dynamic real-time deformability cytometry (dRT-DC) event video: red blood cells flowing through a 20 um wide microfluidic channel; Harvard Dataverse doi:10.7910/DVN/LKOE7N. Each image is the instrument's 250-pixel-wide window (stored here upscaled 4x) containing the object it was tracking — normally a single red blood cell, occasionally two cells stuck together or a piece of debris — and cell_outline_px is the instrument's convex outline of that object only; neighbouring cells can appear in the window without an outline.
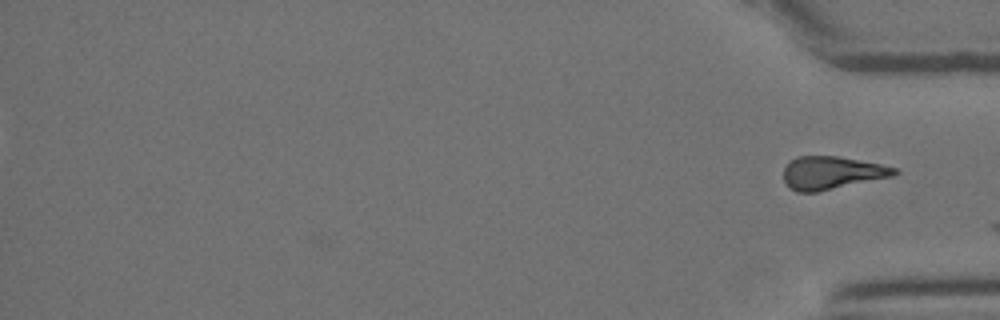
{"species": "Egyptian fruit bat (a non-hibernating species)", "species_latin": "Rousettus aegyptiacus", "temperature_condition": "room temperature", "stored_images_in_passage": 30, "segment_of_instrument_passage": [2, 2], "camera_frame_rate_fps": 3000, "um_per_image_px": 0.085, "animal": {"sex": "female"}, "frame": {"image": 1, "passage_image": 30, "time_ms": 9.667, "image_size_px": [1000, 320], "cell_outline_px": [[900, 172], [892, 176], [816, 192], [796, 192], [788, 188], [784, 180], [784, 168], [788, 160], [796, 156], [836, 156], [880, 164], [896, 168]], "centroid_in_image_um": [70.64, 14.69], "position_along_channel_um": 364.6, "area_um2": 21.21}}